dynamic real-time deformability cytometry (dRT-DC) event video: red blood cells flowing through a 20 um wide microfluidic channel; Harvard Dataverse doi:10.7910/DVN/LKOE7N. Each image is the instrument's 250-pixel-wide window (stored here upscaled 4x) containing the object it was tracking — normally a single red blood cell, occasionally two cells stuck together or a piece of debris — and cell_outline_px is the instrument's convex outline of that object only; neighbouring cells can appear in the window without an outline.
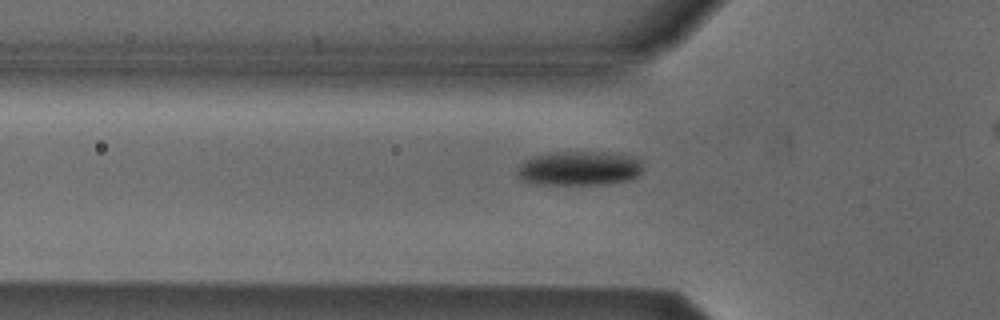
{"species": "Egyptian fruit bat (a non-hibernating species)", "species_latin": "Rousettus aegyptiacus", "temperature_condition": "cold", "stored_images_in_passage": 33, "camera_frame_rate_fps": 3000, "um_per_image_px": 0.085, "animal": {"sex": "male"}, "frame": {"image": 1, "passage_image": 7, "time_ms": 2.0, "image_size_px": [1000, 320], "cell_outline_px": [[644, 168], [636, 176], [628, 180], [600, 184], [544, 184], [524, 180], [520, 176], [516, 168], [524, 160], [532, 156], [548, 152], [624, 152], [636, 156], [640, 160]], "centroid_in_image_um": [49.3, 14.27], "position_along_channel_um": 76.5, "area_um2": 25.37}}
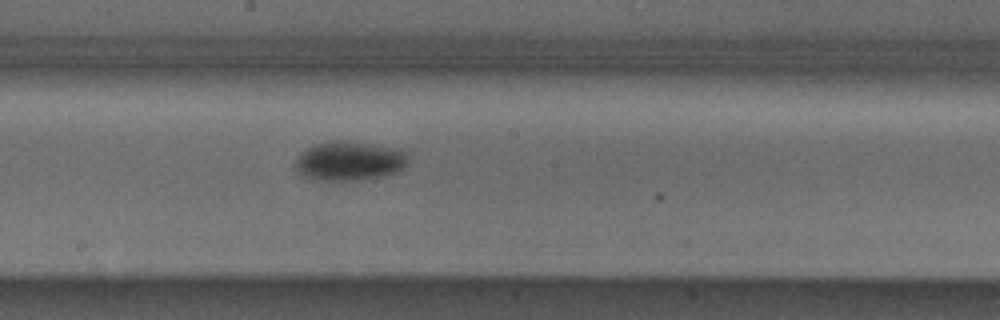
{"frame": {"image": 2, "passage_image": 18, "time_ms": 5.667, "image_size_px": [1000, 320], "cell_outline_px": [[408, 164], [392, 172], [380, 176], [356, 180], [312, 180], [304, 176], [296, 168], [296, 160], [308, 148], [316, 144], [332, 140], [356, 140], [400, 148], [404, 152]], "centroid_in_image_um": [29.7, 13.64], "position_along_channel_um": 218.5, "area_um2": 25.66}}
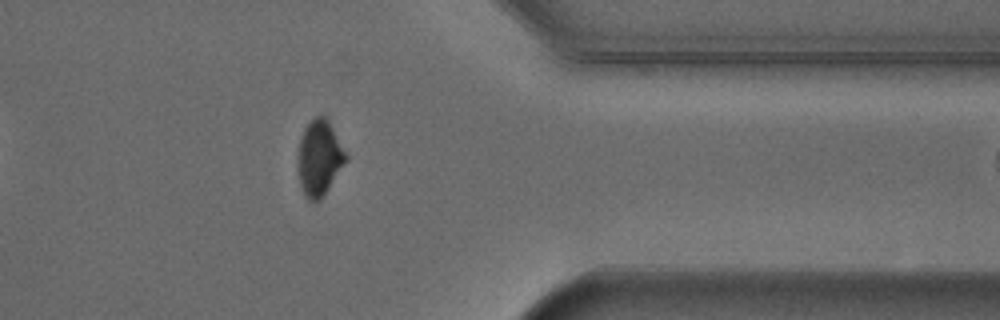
{"frame": {"image": 3, "passage_image": 32, "time_ms": 10.333, "image_size_px": [1000, 320], "cell_outline_px": [[348, 156], [320, 200], [308, 200], [304, 196], [300, 184], [300, 140], [304, 128], [316, 116], [324, 116], [328, 120]], "centroid_in_image_um": [27.15, 13.41], "position_along_channel_um": 384.2, "area_um2": 20.06}}